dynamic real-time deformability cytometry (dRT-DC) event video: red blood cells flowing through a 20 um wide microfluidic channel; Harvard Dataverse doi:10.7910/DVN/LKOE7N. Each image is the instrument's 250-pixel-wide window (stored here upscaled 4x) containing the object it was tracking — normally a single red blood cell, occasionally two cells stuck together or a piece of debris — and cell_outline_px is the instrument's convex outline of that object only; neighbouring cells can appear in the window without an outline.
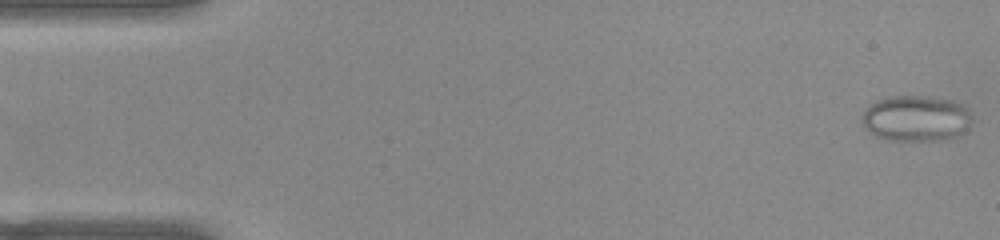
{"species": "common noctule bat (a hibernating species)", "species_latin": "Nyctalus noctula", "temperature_condition": "warm", "stored_images_in_passage": 51, "camera_frame_rate_fps": 3000, "um_per_image_px": 0.085, "animal": {"sex": "female", "body_mass_g": 22.0, "forearm_length_mm": 56.7}, "frame": {"image": 1, "passage_image": 1, "time_ms": 0.0, "image_size_px": [1000, 240], "cell_outline_px": [[972, 120], [968, 128], [956, 136], [940, 140], [888, 140], [876, 136], [864, 128], [860, 120], [860, 116], [868, 104], [884, 96], [932, 96], [952, 100], [968, 108], [972, 116]], "centroid_in_image_um": [77.82, 10.04], "position_along_channel_um": 7.2, "area_um2": 29.94}}
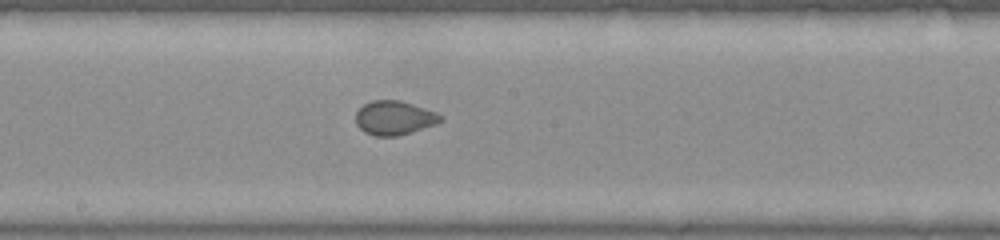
{"frame": {"image": 2, "passage_image": 27, "time_ms": 8.667, "image_size_px": [1000, 240], "cell_outline_px": [[444, 120], [436, 124], [412, 132], [396, 136], [376, 136], [364, 132], [356, 124], [356, 112], [364, 104], [372, 100], [400, 100], [436, 112], [444, 116]], "centroid_in_image_um": [33.53, 10.02], "position_along_channel_um": 214.7, "area_um2": 16.88}}
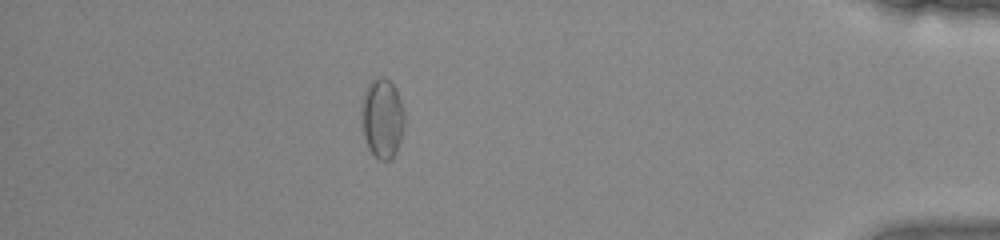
{"frame": {"image": 3, "passage_image": 45, "time_ms": 14.667, "image_size_px": [1000, 240], "cell_outline_px": [[404, 128], [396, 152], [388, 160], [380, 160], [368, 148], [364, 136], [360, 104], [364, 92], [368, 84], [376, 76], [384, 76], [396, 88], [404, 112]], "centroid_in_image_um": [32.48, 10.01], "position_along_channel_um": 402.7, "area_um2": 20.0}}